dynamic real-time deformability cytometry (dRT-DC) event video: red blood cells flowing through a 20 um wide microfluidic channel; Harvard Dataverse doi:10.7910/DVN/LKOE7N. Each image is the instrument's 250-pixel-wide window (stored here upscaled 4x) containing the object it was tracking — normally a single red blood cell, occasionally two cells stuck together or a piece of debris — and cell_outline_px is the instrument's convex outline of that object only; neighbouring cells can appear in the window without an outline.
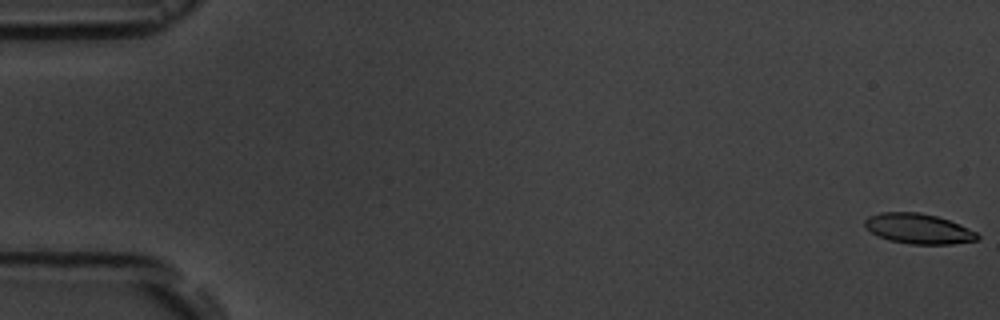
{"species": "common noctule bat (a hibernating species)", "species_latin": "Nyctalus noctula", "temperature_condition": "room temperature", "stored_images_in_passage": 4, "camera_frame_rate_fps": 3000, "um_per_image_px": 0.085, "animal": {"sex": "male", "body_mass_g": 19.5, "forearm_length_mm": 54.6}, "frame": {"image": 1, "passage_image": 1, "time_ms": 0.0, "image_size_px": [1000, 320], "cell_outline_px": [[980, 236], [976, 240], [952, 244], [912, 244], [888, 240], [864, 228], [864, 220], [868, 216], [880, 212], [920, 212], [936, 216], [960, 224], [976, 232]], "centroid_in_image_um": [78.04, 19.43], "position_along_channel_um": 7.0, "area_um2": 19.77}}